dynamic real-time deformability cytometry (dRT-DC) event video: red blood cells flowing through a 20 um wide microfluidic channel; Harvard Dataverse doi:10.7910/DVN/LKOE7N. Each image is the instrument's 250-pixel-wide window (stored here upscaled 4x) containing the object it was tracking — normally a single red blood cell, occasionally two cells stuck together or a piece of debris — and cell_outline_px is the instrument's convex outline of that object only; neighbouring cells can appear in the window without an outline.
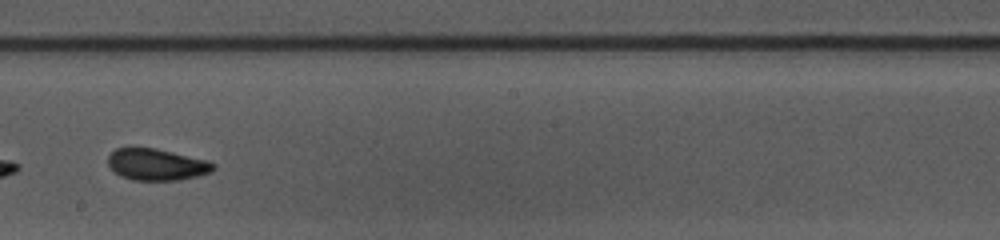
{"species": "common noctule bat (a hibernating species)", "species_latin": "Nyctalus noctula", "temperature_condition": "warm", "stored_images_in_passage": 23, "camera_frame_rate_fps": 3000, "um_per_image_px": 0.085, "animal": {"sex": "female", "body_mass_g": 10.0, "forearm_length_mm": 53.1}, "frame": {"image": 1, "passage_image": 14, "time_ms": 4.333, "image_size_px": [1000, 240], "cell_outline_px": [[216, 168], [212, 172], [180, 180], [132, 180], [120, 176], [108, 164], [108, 156], [116, 148], [132, 144], [156, 148], [208, 160], [216, 164]], "centroid_in_image_um": [13.3, 13.94], "position_along_channel_um": 234.9, "area_um2": 20.0}}